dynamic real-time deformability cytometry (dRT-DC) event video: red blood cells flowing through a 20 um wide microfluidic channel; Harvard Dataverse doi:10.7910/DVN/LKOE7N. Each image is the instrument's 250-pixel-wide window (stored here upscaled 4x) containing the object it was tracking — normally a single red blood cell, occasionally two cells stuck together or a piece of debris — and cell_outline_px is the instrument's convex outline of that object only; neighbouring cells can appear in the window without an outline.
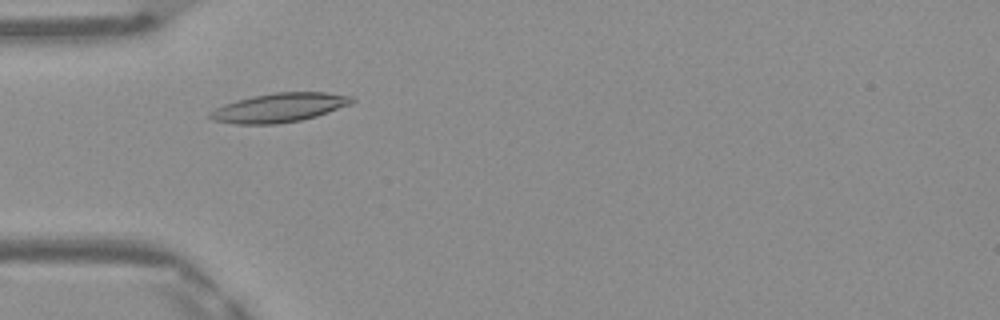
{"species": "Egyptian fruit bat (a non-hibernating species)", "species_latin": "Rousettus aegyptiacus", "temperature_condition": "warm", "stored_images_in_passage": 29, "camera_frame_rate_fps": 3000, "um_per_image_px": 0.085, "frame": {"image": 1, "passage_image": 2, "time_ms": 0.333, "image_size_px": [1000, 320], "cell_outline_px": [[356, 100], [352, 104], [316, 116], [300, 120], [276, 124], [236, 124], [212, 120], [208, 116], [208, 112], [224, 104], [236, 100], [252, 96], [276, 92], [328, 92], [352, 96]], "centroid_in_image_um": [23.75, 9.14], "position_along_channel_um": 61.3, "area_um2": 24.1}}
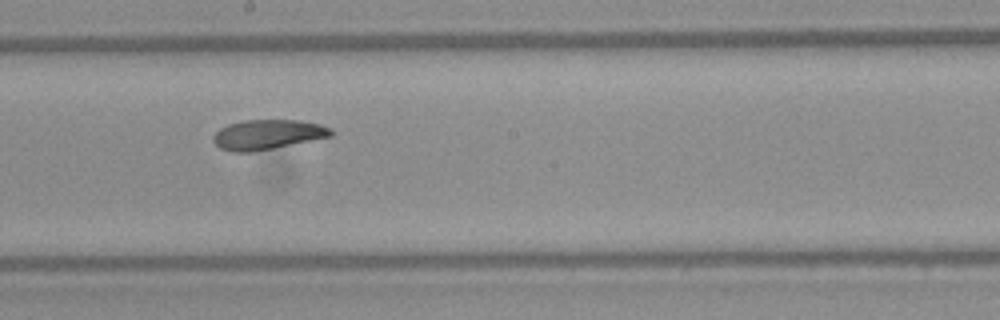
{"frame": {"image": 2, "passage_image": 14, "time_ms": 4.333, "image_size_px": [1000, 320], "cell_outline_px": [[332, 136], [252, 152], [232, 152], [220, 148], [212, 140], [212, 136], [220, 128], [228, 124], [244, 120], [300, 120], [320, 124], [332, 128]], "centroid_in_image_um": [22.72, 11.43], "position_along_channel_um": 225.5, "area_um2": 20.4}}
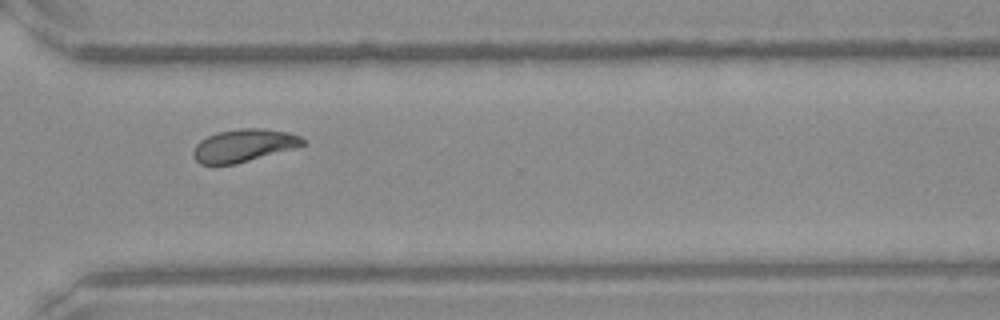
{"frame": {"image": 3, "passage_image": 23, "time_ms": 7.333, "image_size_px": [1000, 320], "cell_outline_px": [[308, 144], [296, 148], [236, 164], [200, 164], [192, 156], [192, 152], [196, 144], [200, 140], [216, 132], [240, 128], [260, 128], [288, 132], [300, 136], [308, 140]], "centroid_in_image_um": [20.76, 12.36], "position_along_channel_um": 349.8, "area_um2": 21.15}, "authors_computed_cell_mechanics": {"area_um2": 21.097, "velocity_mm_per_s": 4.1491, "shape_relaxation_time_tau1_ms": 5.3352, "shape_relaxation_time_tau2_ms": 2.8881, "deformation_change_tau1": 0.148, "deformation_change_tau2": 0.0794}}